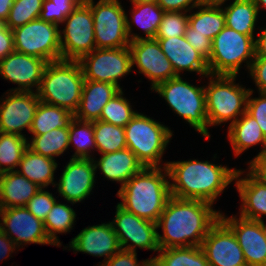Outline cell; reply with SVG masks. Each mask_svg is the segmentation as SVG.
Returning a JSON list of instances; mask_svg holds the SVG:
<instances>
[{
	"label": "cell",
	"mask_w": 266,
	"mask_h": 266,
	"mask_svg": "<svg viewBox=\"0 0 266 266\" xmlns=\"http://www.w3.org/2000/svg\"><path fill=\"white\" fill-rule=\"evenodd\" d=\"M214 208L206 201L171 196L156 223L159 249L201 246L210 228L220 219L222 210Z\"/></svg>",
	"instance_id": "obj_1"
},
{
	"label": "cell",
	"mask_w": 266,
	"mask_h": 266,
	"mask_svg": "<svg viewBox=\"0 0 266 266\" xmlns=\"http://www.w3.org/2000/svg\"><path fill=\"white\" fill-rule=\"evenodd\" d=\"M170 193L179 199L202 200L216 204L229 185L234 184L237 167L208 160L168 161Z\"/></svg>",
	"instance_id": "obj_2"
},
{
	"label": "cell",
	"mask_w": 266,
	"mask_h": 266,
	"mask_svg": "<svg viewBox=\"0 0 266 266\" xmlns=\"http://www.w3.org/2000/svg\"><path fill=\"white\" fill-rule=\"evenodd\" d=\"M118 204L138 217L157 223L171 197L166 167H143L117 190Z\"/></svg>",
	"instance_id": "obj_3"
},
{
	"label": "cell",
	"mask_w": 266,
	"mask_h": 266,
	"mask_svg": "<svg viewBox=\"0 0 266 266\" xmlns=\"http://www.w3.org/2000/svg\"><path fill=\"white\" fill-rule=\"evenodd\" d=\"M185 76H177L158 84L153 90L164 99L177 117H181L192 129L197 131L205 140L211 139L207 122L206 101L203 78L199 85L187 81ZM203 84V85H201Z\"/></svg>",
	"instance_id": "obj_4"
},
{
	"label": "cell",
	"mask_w": 266,
	"mask_h": 266,
	"mask_svg": "<svg viewBox=\"0 0 266 266\" xmlns=\"http://www.w3.org/2000/svg\"><path fill=\"white\" fill-rule=\"evenodd\" d=\"M239 75H207L204 77L207 122L210 127L229 128L246 112L250 88L236 82ZM207 79V82L205 80Z\"/></svg>",
	"instance_id": "obj_5"
},
{
	"label": "cell",
	"mask_w": 266,
	"mask_h": 266,
	"mask_svg": "<svg viewBox=\"0 0 266 266\" xmlns=\"http://www.w3.org/2000/svg\"><path fill=\"white\" fill-rule=\"evenodd\" d=\"M124 130L127 148L144 167H166L163 155L174 135L168 125L138 111Z\"/></svg>",
	"instance_id": "obj_6"
},
{
	"label": "cell",
	"mask_w": 266,
	"mask_h": 266,
	"mask_svg": "<svg viewBox=\"0 0 266 266\" xmlns=\"http://www.w3.org/2000/svg\"><path fill=\"white\" fill-rule=\"evenodd\" d=\"M84 81L78 60L48 62L37 91L39 100L74 114L80 103Z\"/></svg>",
	"instance_id": "obj_7"
},
{
	"label": "cell",
	"mask_w": 266,
	"mask_h": 266,
	"mask_svg": "<svg viewBox=\"0 0 266 266\" xmlns=\"http://www.w3.org/2000/svg\"><path fill=\"white\" fill-rule=\"evenodd\" d=\"M254 58L255 37L225 26L212 40L207 64L211 75H238L243 66L248 72Z\"/></svg>",
	"instance_id": "obj_8"
},
{
	"label": "cell",
	"mask_w": 266,
	"mask_h": 266,
	"mask_svg": "<svg viewBox=\"0 0 266 266\" xmlns=\"http://www.w3.org/2000/svg\"><path fill=\"white\" fill-rule=\"evenodd\" d=\"M91 8L97 49L128 47L126 14L120 0H84Z\"/></svg>",
	"instance_id": "obj_9"
},
{
	"label": "cell",
	"mask_w": 266,
	"mask_h": 266,
	"mask_svg": "<svg viewBox=\"0 0 266 266\" xmlns=\"http://www.w3.org/2000/svg\"><path fill=\"white\" fill-rule=\"evenodd\" d=\"M12 31L16 52L47 62L62 59L59 25L37 18Z\"/></svg>",
	"instance_id": "obj_10"
},
{
	"label": "cell",
	"mask_w": 266,
	"mask_h": 266,
	"mask_svg": "<svg viewBox=\"0 0 266 266\" xmlns=\"http://www.w3.org/2000/svg\"><path fill=\"white\" fill-rule=\"evenodd\" d=\"M85 80L112 83L121 90V80L133 73L129 46L95 49L79 60ZM125 76V77H124Z\"/></svg>",
	"instance_id": "obj_11"
},
{
	"label": "cell",
	"mask_w": 266,
	"mask_h": 266,
	"mask_svg": "<svg viewBox=\"0 0 266 266\" xmlns=\"http://www.w3.org/2000/svg\"><path fill=\"white\" fill-rule=\"evenodd\" d=\"M61 26L62 60H79L96 49L93 14L84 0L65 18Z\"/></svg>",
	"instance_id": "obj_12"
},
{
	"label": "cell",
	"mask_w": 266,
	"mask_h": 266,
	"mask_svg": "<svg viewBox=\"0 0 266 266\" xmlns=\"http://www.w3.org/2000/svg\"><path fill=\"white\" fill-rule=\"evenodd\" d=\"M115 216L110 221L123 250L138 252L148 250L158 253L157 224L128 212L118 203Z\"/></svg>",
	"instance_id": "obj_13"
},
{
	"label": "cell",
	"mask_w": 266,
	"mask_h": 266,
	"mask_svg": "<svg viewBox=\"0 0 266 266\" xmlns=\"http://www.w3.org/2000/svg\"><path fill=\"white\" fill-rule=\"evenodd\" d=\"M133 72L142 74L150 82V91L158 84L177 77L171 62L161 50L155 38L138 39L130 42Z\"/></svg>",
	"instance_id": "obj_14"
},
{
	"label": "cell",
	"mask_w": 266,
	"mask_h": 266,
	"mask_svg": "<svg viewBox=\"0 0 266 266\" xmlns=\"http://www.w3.org/2000/svg\"><path fill=\"white\" fill-rule=\"evenodd\" d=\"M96 178L95 165L93 158H70L63 166L61 176L56 181L55 188L58 198L72 204L83 203L89 198L95 184Z\"/></svg>",
	"instance_id": "obj_15"
},
{
	"label": "cell",
	"mask_w": 266,
	"mask_h": 266,
	"mask_svg": "<svg viewBox=\"0 0 266 266\" xmlns=\"http://www.w3.org/2000/svg\"><path fill=\"white\" fill-rule=\"evenodd\" d=\"M39 102L36 92L5 91L0 97V132L27 137Z\"/></svg>",
	"instance_id": "obj_16"
},
{
	"label": "cell",
	"mask_w": 266,
	"mask_h": 266,
	"mask_svg": "<svg viewBox=\"0 0 266 266\" xmlns=\"http://www.w3.org/2000/svg\"><path fill=\"white\" fill-rule=\"evenodd\" d=\"M0 229L19 249L30 244L56 246L48 238L44 222L35 217L26 207L2 208Z\"/></svg>",
	"instance_id": "obj_17"
},
{
	"label": "cell",
	"mask_w": 266,
	"mask_h": 266,
	"mask_svg": "<svg viewBox=\"0 0 266 266\" xmlns=\"http://www.w3.org/2000/svg\"><path fill=\"white\" fill-rule=\"evenodd\" d=\"M47 64L44 59L13 51L0 60V77L17 85L7 91L37 93Z\"/></svg>",
	"instance_id": "obj_18"
},
{
	"label": "cell",
	"mask_w": 266,
	"mask_h": 266,
	"mask_svg": "<svg viewBox=\"0 0 266 266\" xmlns=\"http://www.w3.org/2000/svg\"><path fill=\"white\" fill-rule=\"evenodd\" d=\"M220 219L233 231L243 250L247 266H266V231L264 222L248 220L238 214L220 213Z\"/></svg>",
	"instance_id": "obj_19"
},
{
	"label": "cell",
	"mask_w": 266,
	"mask_h": 266,
	"mask_svg": "<svg viewBox=\"0 0 266 266\" xmlns=\"http://www.w3.org/2000/svg\"><path fill=\"white\" fill-rule=\"evenodd\" d=\"M68 243L67 246H63V250H72L74 254L81 252L82 254L103 258L96 266L104 263L122 249L110 221L88 225Z\"/></svg>",
	"instance_id": "obj_20"
},
{
	"label": "cell",
	"mask_w": 266,
	"mask_h": 266,
	"mask_svg": "<svg viewBox=\"0 0 266 266\" xmlns=\"http://www.w3.org/2000/svg\"><path fill=\"white\" fill-rule=\"evenodd\" d=\"M210 266H247L233 231L219 219L200 246Z\"/></svg>",
	"instance_id": "obj_21"
},
{
	"label": "cell",
	"mask_w": 266,
	"mask_h": 266,
	"mask_svg": "<svg viewBox=\"0 0 266 266\" xmlns=\"http://www.w3.org/2000/svg\"><path fill=\"white\" fill-rule=\"evenodd\" d=\"M234 188L239 194L240 217L264 222L266 218V183L259 179L248 167L237 169ZM263 216V217H262Z\"/></svg>",
	"instance_id": "obj_22"
},
{
	"label": "cell",
	"mask_w": 266,
	"mask_h": 266,
	"mask_svg": "<svg viewBox=\"0 0 266 266\" xmlns=\"http://www.w3.org/2000/svg\"><path fill=\"white\" fill-rule=\"evenodd\" d=\"M157 40L177 76L190 72L201 78L210 74L207 60L188 43L185 36Z\"/></svg>",
	"instance_id": "obj_23"
},
{
	"label": "cell",
	"mask_w": 266,
	"mask_h": 266,
	"mask_svg": "<svg viewBox=\"0 0 266 266\" xmlns=\"http://www.w3.org/2000/svg\"><path fill=\"white\" fill-rule=\"evenodd\" d=\"M98 156L93 158L96 178L101 173L103 179L120 184L119 189L144 167L128 148Z\"/></svg>",
	"instance_id": "obj_24"
},
{
	"label": "cell",
	"mask_w": 266,
	"mask_h": 266,
	"mask_svg": "<svg viewBox=\"0 0 266 266\" xmlns=\"http://www.w3.org/2000/svg\"><path fill=\"white\" fill-rule=\"evenodd\" d=\"M227 141L231 145L235 158L240 157L252 147L261 146L258 154L252 160L245 162L247 165L266 150V137L254 117L247 112L227 128Z\"/></svg>",
	"instance_id": "obj_25"
},
{
	"label": "cell",
	"mask_w": 266,
	"mask_h": 266,
	"mask_svg": "<svg viewBox=\"0 0 266 266\" xmlns=\"http://www.w3.org/2000/svg\"><path fill=\"white\" fill-rule=\"evenodd\" d=\"M120 91L121 89L112 83L85 80L74 117L91 122L99 120L103 107Z\"/></svg>",
	"instance_id": "obj_26"
},
{
	"label": "cell",
	"mask_w": 266,
	"mask_h": 266,
	"mask_svg": "<svg viewBox=\"0 0 266 266\" xmlns=\"http://www.w3.org/2000/svg\"><path fill=\"white\" fill-rule=\"evenodd\" d=\"M41 188L18 171L0 174L1 208L25 207Z\"/></svg>",
	"instance_id": "obj_27"
},
{
	"label": "cell",
	"mask_w": 266,
	"mask_h": 266,
	"mask_svg": "<svg viewBox=\"0 0 266 266\" xmlns=\"http://www.w3.org/2000/svg\"><path fill=\"white\" fill-rule=\"evenodd\" d=\"M131 5L132 8L131 10L129 9V16L126 14L127 33L130 42L143 38H155V34L165 11L157 3ZM133 26L137 27L139 30L141 29L140 32L142 35L138 32L135 33Z\"/></svg>",
	"instance_id": "obj_28"
},
{
	"label": "cell",
	"mask_w": 266,
	"mask_h": 266,
	"mask_svg": "<svg viewBox=\"0 0 266 266\" xmlns=\"http://www.w3.org/2000/svg\"><path fill=\"white\" fill-rule=\"evenodd\" d=\"M58 163L56 160L35 153L27 148L16 171L40 188H49L48 186L51 187V185L54 188Z\"/></svg>",
	"instance_id": "obj_29"
},
{
	"label": "cell",
	"mask_w": 266,
	"mask_h": 266,
	"mask_svg": "<svg viewBox=\"0 0 266 266\" xmlns=\"http://www.w3.org/2000/svg\"><path fill=\"white\" fill-rule=\"evenodd\" d=\"M221 7L225 13V26L238 33L256 37L260 16L254 0H232Z\"/></svg>",
	"instance_id": "obj_30"
},
{
	"label": "cell",
	"mask_w": 266,
	"mask_h": 266,
	"mask_svg": "<svg viewBox=\"0 0 266 266\" xmlns=\"http://www.w3.org/2000/svg\"><path fill=\"white\" fill-rule=\"evenodd\" d=\"M191 34L205 35L213 40L225 27V13L221 6L199 5L188 12Z\"/></svg>",
	"instance_id": "obj_31"
},
{
	"label": "cell",
	"mask_w": 266,
	"mask_h": 266,
	"mask_svg": "<svg viewBox=\"0 0 266 266\" xmlns=\"http://www.w3.org/2000/svg\"><path fill=\"white\" fill-rule=\"evenodd\" d=\"M68 203L67 201L60 202L58 199L44 220V227L48 238L59 248L62 247V242H60L61 240L57 235L70 233L76 224L77 214L73 209L75 204L70 203L69 205Z\"/></svg>",
	"instance_id": "obj_32"
},
{
	"label": "cell",
	"mask_w": 266,
	"mask_h": 266,
	"mask_svg": "<svg viewBox=\"0 0 266 266\" xmlns=\"http://www.w3.org/2000/svg\"><path fill=\"white\" fill-rule=\"evenodd\" d=\"M153 256L151 266H210L200 246L160 249Z\"/></svg>",
	"instance_id": "obj_33"
},
{
	"label": "cell",
	"mask_w": 266,
	"mask_h": 266,
	"mask_svg": "<svg viewBox=\"0 0 266 266\" xmlns=\"http://www.w3.org/2000/svg\"><path fill=\"white\" fill-rule=\"evenodd\" d=\"M74 114L65 108L39 102L29 133L42 135L56 128H69Z\"/></svg>",
	"instance_id": "obj_34"
},
{
	"label": "cell",
	"mask_w": 266,
	"mask_h": 266,
	"mask_svg": "<svg viewBox=\"0 0 266 266\" xmlns=\"http://www.w3.org/2000/svg\"><path fill=\"white\" fill-rule=\"evenodd\" d=\"M28 148L56 160L69 150V128H56L42 135H29Z\"/></svg>",
	"instance_id": "obj_35"
},
{
	"label": "cell",
	"mask_w": 266,
	"mask_h": 266,
	"mask_svg": "<svg viewBox=\"0 0 266 266\" xmlns=\"http://www.w3.org/2000/svg\"><path fill=\"white\" fill-rule=\"evenodd\" d=\"M70 147H74L71 158H94L96 156L93 122L79 120L75 117L72 119L69 124Z\"/></svg>",
	"instance_id": "obj_36"
},
{
	"label": "cell",
	"mask_w": 266,
	"mask_h": 266,
	"mask_svg": "<svg viewBox=\"0 0 266 266\" xmlns=\"http://www.w3.org/2000/svg\"><path fill=\"white\" fill-rule=\"evenodd\" d=\"M96 153H112L127 148L124 127L100 120L93 121Z\"/></svg>",
	"instance_id": "obj_37"
},
{
	"label": "cell",
	"mask_w": 266,
	"mask_h": 266,
	"mask_svg": "<svg viewBox=\"0 0 266 266\" xmlns=\"http://www.w3.org/2000/svg\"><path fill=\"white\" fill-rule=\"evenodd\" d=\"M27 148V137L0 132V174L17 170Z\"/></svg>",
	"instance_id": "obj_38"
},
{
	"label": "cell",
	"mask_w": 266,
	"mask_h": 266,
	"mask_svg": "<svg viewBox=\"0 0 266 266\" xmlns=\"http://www.w3.org/2000/svg\"><path fill=\"white\" fill-rule=\"evenodd\" d=\"M124 92L125 90H121L103 107L100 121L125 127L138 112L137 109H133L134 103L125 97Z\"/></svg>",
	"instance_id": "obj_39"
},
{
	"label": "cell",
	"mask_w": 266,
	"mask_h": 266,
	"mask_svg": "<svg viewBox=\"0 0 266 266\" xmlns=\"http://www.w3.org/2000/svg\"><path fill=\"white\" fill-rule=\"evenodd\" d=\"M44 0H14L5 25L13 30L39 18Z\"/></svg>",
	"instance_id": "obj_40"
},
{
	"label": "cell",
	"mask_w": 266,
	"mask_h": 266,
	"mask_svg": "<svg viewBox=\"0 0 266 266\" xmlns=\"http://www.w3.org/2000/svg\"><path fill=\"white\" fill-rule=\"evenodd\" d=\"M188 26V12H164L155 39L185 36Z\"/></svg>",
	"instance_id": "obj_41"
},
{
	"label": "cell",
	"mask_w": 266,
	"mask_h": 266,
	"mask_svg": "<svg viewBox=\"0 0 266 266\" xmlns=\"http://www.w3.org/2000/svg\"><path fill=\"white\" fill-rule=\"evenodd\" d=\"M82 0H44L39 18L57 25L78 6Z\"/></svg>",
	"instance_id": "obj_42"
},
{
	"label": "cell",
	"mask_w": 266,
	"mask_h": 266,
	"mask_svg": "<svg viewBox=\"0 0 266 266\" xmlns=\"http://www.w3.org/2000/svg\"><path fill=\"white\" fill-rule=\"evenodd\" d=\"M41 188L25 205V207L38 219L44 222L47 214L58 200L52 192Z\"/></svg>",
	"instance_id": "obj_43"
},
{
	"label": "cell",
	"mask_w": 266,
	"mask_h": 266,
	"mask_svg": "<svg viewBox=\"0 0 266 266\" xmlns=\"http://www.w3.org/2000/svg\"><path fill=\"white\" fill-rule=\"evenodd\" d=\"M254 91L253 88H250L247 98L246 112L254 117L259 124L262 133L266 137V93L258 92V97H254L253 95L256 93V91Z\"/></svg>",
	"instance_id": "obj_44"
},
{
	"label": "cell",
	"mask_w": 266,
	"mask_h": 266,
	"mask_svg": "<svg viewBox=\"0 0 266 266\" xmlns=\"http://www.w3.org/2000/svg\"><path fill=\"white\" fill-rule=\"evenodd\" d=\"M99 266H151L150 258L138 260L137 253L121 249Z\"/></svg>",
	"instance_id": "obj_45"
},
{
	"label": "cell",
	"mask_w": 266,
	"mask_h": 266,
	"mask_svg": "<svg viewBox=\"0 0 266 266\" xmlns=\"http://www.w3.org/2000/svg\"><path fill=\"white\" fill-rule=\"evenodd\" d=\"M247 74L253 80L257 93H266V57H255Z\"/></svg>",
	"instance_id": "obj_46"
},
{
	"label": "cell",
	"mask_w": 266,
	"mask_h": 266,
	"mask_svg": "<svg viewBox=\"0 0 266 266\" xmlns=\"http://www.w3.org/2000/svg\"><path fill=\"white\" fill-rule=\"evenodd\" d=\"M185 38L207 61L212 51V40L205 35L191 34V26L188 24L185 31Z\"/></svg>",
	"instance_id": "obj_47"
},
{
	"label": "cell",
	"mask_w": 266,
	"mask_h": 266,
	"mask_svg": "<svg viewBox=\"0 0 266 266\" xmlns=\"http://www.w3.org/2000/svg\"><path fill=\"white\" fill-rule=\"evenodd\" d=\"M157 4L165 11L190 12L202 5L201 0H158Z\"/></svg>",
	"instance_id": "obj_48"
},
{
	"label": "cell",
	"mask_w": 266,
	"mask_h": 266,
	"mask_svg": "<svg viewBox=\"0 0 266 266\" xmlns=\"http://www.w3.org/2000/svg\"><path fill=\"white\" fill-rule=\"evenodd\" d=\"M15 51L13 31L0 22V60Z\"/></svg>",
	"instance_id": "obj_49"
},
{
	"label": "cell",
	"mask_w": 266,
	"mask_h": 266,
	"mask_svg": "<svg viewBox=\"0 0 266 266\" xmlns=\"http://www.w3.org/2000/svg\"><path fill=\"white\" fill-rule=\"evenodd\" d=\"M19 250L11 238L0 229V263L8 258L10 260L12 254Z\"/></svg>",
	"instance_id": "obj_50"
},
{
	"label": "cell",
	"mask_w": 266,
	"mask_h": 266,
	"mask_svg": "<svg viewBox=\"0 0 266 266\" xmlns=\"http://www.w3.org/2000/svg\"><path fill=\"white\" fill-rule=\"evenodd\" d=\"M259 179L266 183V150L247 166Z\"/></svg>",
	"instance_id": "obj_51"
},
{
	"label": "cell",
	"mask_w": 266,
	"mask_h": 266,
	"mask_svg": "<svg viewBox=\"0 0 266 266\" xmlns=\"http://www.w3.org/2000/svg\"><path fill=\"white\" fill-rule=\"evenodd\" d=\"M255 57H266V25L259 27L255 37Z\"/></svg>",
	"instance_id": "obj_52"
},
{
	"label": "cell",
	"mask_w": 266,
	"mask_h": 266,
	"mask_svg": "<svg viewBox=\"0 0 266 266\" xmlns=\"http://www.w3.org/2000/svg\"><path fill=\"white\" fill-rule=\"evenodd\" d=\"M14 0H0V22L5 23Z\"/></svg>",
	"instance_id": "obj_53"
},
{
	"label": "cell",
	"mask_w": 266,
	"mask_h": 266,
	"mask_svg": "<svg viewBox=\"0 0 266 266\" xmlns=\"http://www.w3.org/2000/svg\"><path fill=\"white\" fill-rule=\"evenodd\" d=\"M227 2L230 3L231 0H201L202 5L205 6H223L226 5Z\"/></svg>",
	"instance_id": "obj_54"
},
{
	"label": "cell",
	"mask_w": 266,
	"mask_h": 266,
	"mask_svg": "<svg viewBox=\"0 0 266 266\" xmlns=\"http://www.w3.org/2000/svg\"><path fill=\"white\" fill-rule=\"evenodd\" d=\"M258 13L261 16L262 10H266V0H254Z\"/></svg>",
	"instance_id": "obj_55"
},
{
	"label": "cell",
	"mask_w": 266,
	"mask_h": 266,
	"mask_svg": "<svg viewBox=\"0 0 266 266\" xmlns=\"http://www.w3.org/2000/svg\"><path fill=\"white\" fill-rule=\"evenodd\" d=\"M131 4H142V3H157L158 0H129Z\"/></svg>",
	"instance_id": "obj_56"
}]
</instances>
